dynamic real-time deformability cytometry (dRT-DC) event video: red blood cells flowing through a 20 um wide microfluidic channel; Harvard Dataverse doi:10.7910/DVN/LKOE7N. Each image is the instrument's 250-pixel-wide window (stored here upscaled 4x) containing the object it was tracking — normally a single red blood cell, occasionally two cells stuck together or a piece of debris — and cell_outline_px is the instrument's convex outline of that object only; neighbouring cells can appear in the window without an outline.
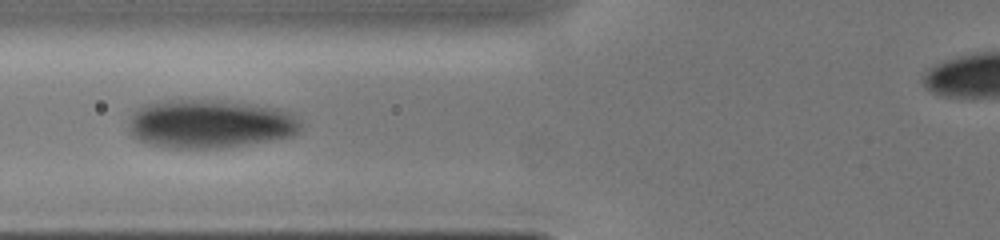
{"species": "human", "species_latin": "Homo sapiens", "temperature_condition": "cold", "stored_images_in_passage": 25, "camera_frame_rate_fps": 3000, "um_per_image_px": 0.085, "donor": {"sex": "male"}, "frame": {"image": 1, "passage_image": 5, "time_ms": 3.333, "image_size_px": [1000, 240], "cell_outline_px": [[300, 132], [292, 136], [224, 148], [164, 148], [148, 144], [132, 136], [128, 132], [128, 120], [136, 108], [144, 104], [156, 100], [180, 96], [220, 100], [256, 104], [280, 108], [292, 112], [300, 124]], "centroid_in_image_um": [17.76, 10.48], "position_along_channel_um": 108.0, "area_um2": 50.46}}
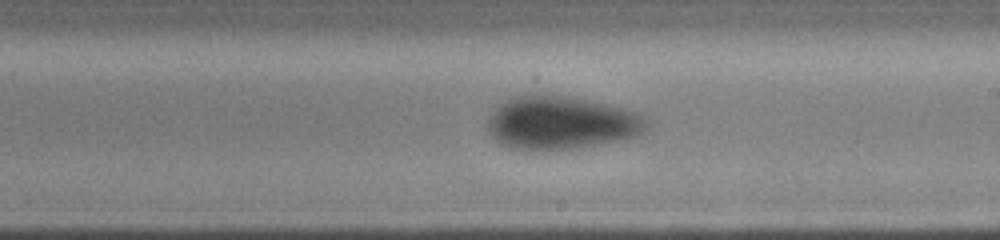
{"frame": {"image": 2, "passage_image": 13, "time_ms": 6.333, "image_size_px": [1000, 240], "cell_outline_px": [[648, 124], [636, 136], [620, 140], [576, 148], [508, 148], [500, 144], [492, 136], [488, 128], [488, 116], [496, 104], [512, 96], [532, 92], [564, 96], [604, 104], [636, 112], [648, 120]], "centroid_in_image_um": [47.6, 10.39], "position_along_channel_um": 241.4, "area_um2": 48.9}}
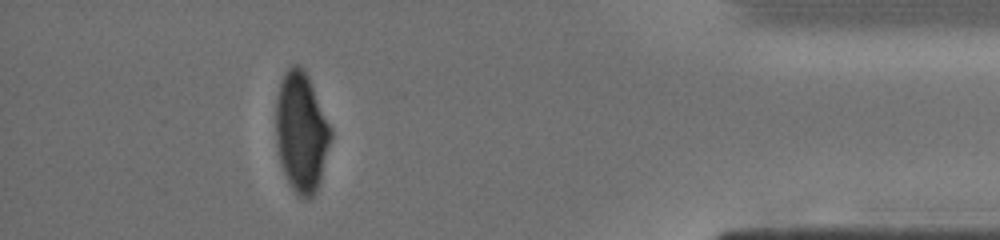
{"frame": {"image": 3, "passage_image": 24, "time_ms": 11.0, "image_size_px": [1000, 240], "cell_outline_px": [[332, 136], [320, 180], [316, 192], [308, 200], [304, 200], [292, 188], [280, 164], [276, 144], [276, 96], [284, 72], [292, 64], [300, 64], [308, 76], [332, 128]], "centroid_in_image_um": [25.61, 11.21], "position_along_channel_um": 409.6, "area_um2": 38.49}}